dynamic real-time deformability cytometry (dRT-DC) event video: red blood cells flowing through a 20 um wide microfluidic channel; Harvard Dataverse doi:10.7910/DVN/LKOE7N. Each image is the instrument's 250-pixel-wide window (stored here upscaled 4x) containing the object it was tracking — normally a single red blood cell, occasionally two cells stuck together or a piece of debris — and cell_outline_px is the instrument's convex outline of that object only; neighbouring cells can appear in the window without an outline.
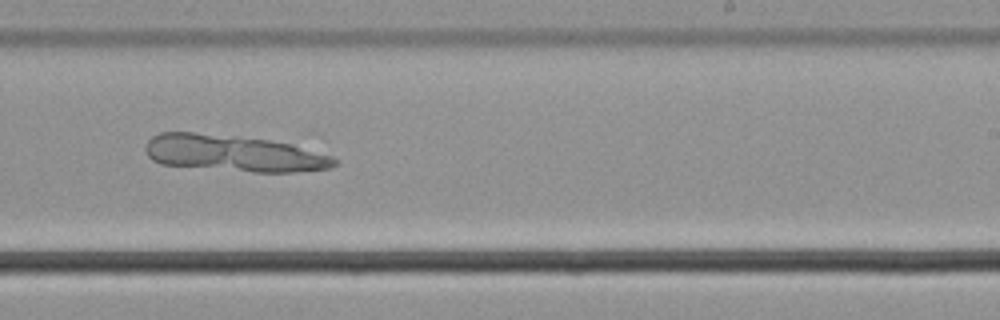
{"species": "common noctule bat (a hibernating species)", "species_latin": "Nyctalus noctula", "temperature_condition": "cold", "stored_images_in_passage": 51, "camera_frame_rate_fps": 3000, "um_per_image_px": 0.085, "animal": {"sex": "male", "body_mass_g": 21.5, "forearm_length_mm": 52.0}, "frame": {"image": 1, "passage_image": 30, "time_ms": 9.667, "image_size_px": [1000, 320], "cell_outline_px": [[336, 164], [328, 168], [292, 172], [252, 172], [160, 164], [152, 160], [148, 156], [144, 148], [148, 140], [152, 136], [160, 132], [192, 132], [240, 136], [268, 140], [292, 144], [332, 156], [336, 160]], "centroid_in_image_um": [19.81, 13.02], "position_along_channel_um": 269.2, "area_um2": 40.17}}